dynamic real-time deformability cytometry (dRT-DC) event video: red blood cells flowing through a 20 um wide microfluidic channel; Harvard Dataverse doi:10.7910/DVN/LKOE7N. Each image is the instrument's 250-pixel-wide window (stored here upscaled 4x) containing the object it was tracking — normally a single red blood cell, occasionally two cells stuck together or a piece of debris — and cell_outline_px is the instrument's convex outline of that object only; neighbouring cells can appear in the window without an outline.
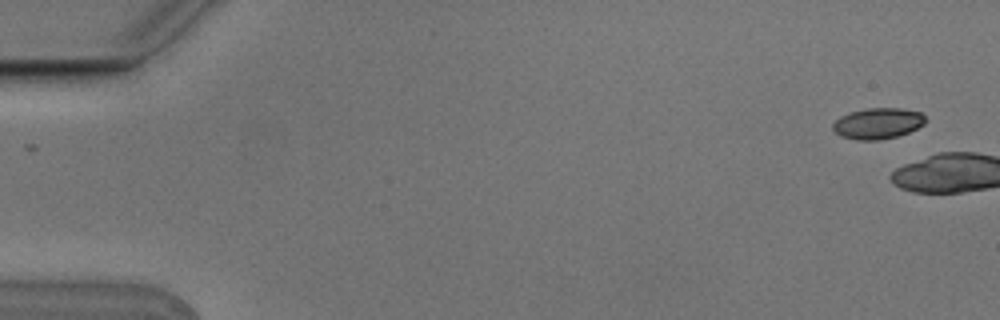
{"species": "Egyptian fruit bat (a non-hibernating species)", "species_latin": "Rousettus aegyptiacus", "temperature_condition": "cold", "stored_images_in_passage": 5, "camera_frame_rate_fps": 3000, "um_per_image_px": 0.085, "animal": {"sex": "male"}, "frame": {"image": 1, "passage_image": 1, "time_ms": 0.0, "image_size_px": [1000, 320], "cell_outline_px": [[924, 124], [908, 132], [896, 136], [880, 140], [856, 140], [840, 136], [832, 128], [832, 124], [840, 116], [848, 112], [864, 108], [900, 108], [920, 112], [924, 116]], "centroid_in_image_um": [74.56, 10.48], "position_along_channel_um": 10.4, "area_um2": 16.7}}